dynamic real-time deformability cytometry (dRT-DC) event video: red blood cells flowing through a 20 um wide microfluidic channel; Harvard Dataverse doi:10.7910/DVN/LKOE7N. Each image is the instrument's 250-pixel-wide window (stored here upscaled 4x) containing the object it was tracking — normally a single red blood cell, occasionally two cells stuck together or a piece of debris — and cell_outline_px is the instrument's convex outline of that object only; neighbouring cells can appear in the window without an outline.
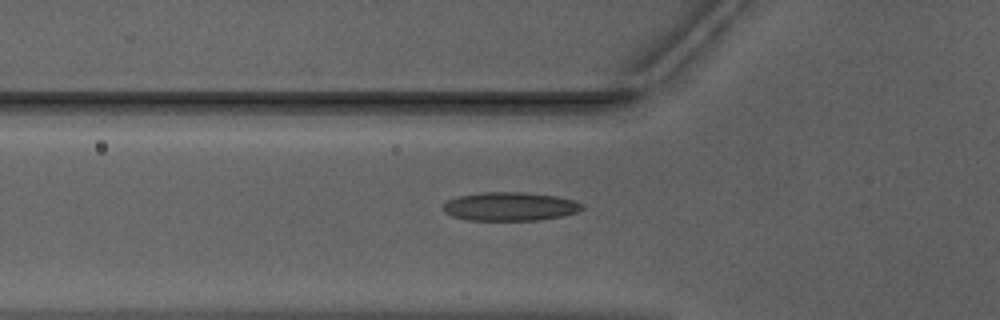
{"species": "Egyptian fruit bat (a non-hibernating species)", "species_latin": "Rousettus aegyptiacus", "temperature_condition": "warm", "stored_images_in_passage": 52, "camera_frame_rate_fps": 3000, "um_per_image_px": 0.085, "animal": {"sex": "male"}, "frame": {"image": 1, "passage_image": 18, "time_ms": 5.667, "image_size_px": [1000, 320], "cell_outline_px": [[584, 208], [576, 212], [564, 216], [540, 220], [468, 220], [452, 216], [444, 212], [440, 208], [448, 200], [460, 196], [480, 192], [520, 192], [556, 196], [576, 200], [584, 204]], "centroid_in_image_um": [43.36, 17.55], "position_along_channel_um": 82.4, "area_um2": 23.35}}
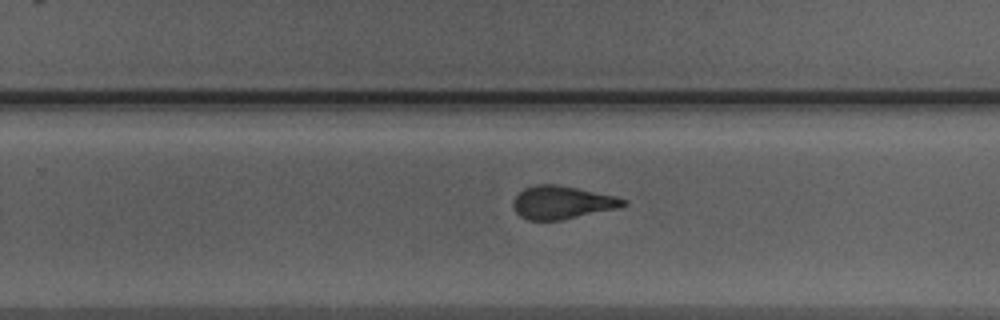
{"frame": {"image": 2, "passage_image": 33, "time_ms": 10.667, "image_size_px": [1000, 320], "cell_outline_px": [[628, 204], [616, 208], [560, 220], [528, 220], [520, 216], [512, 208], [512, 200], [524, 188], [536, 184], [556, 184], [616, 196], [628, 200]], "centroid_in_image_um": [47.74, 17.2], "position_along_channel_um": 282.1, "area_um2": 21.1}}
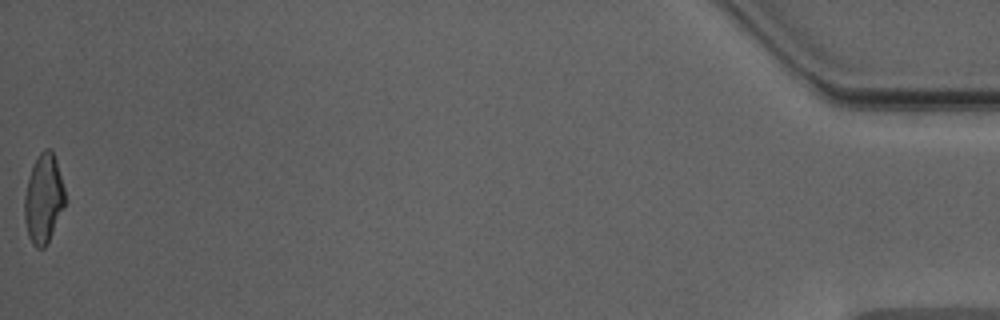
{"frame": {"image": 3, "passage_image": 52, "time_ms": 17.0, "image_size_px": [1000, 320], "cell_outline_px": [[68, 200], [48, 244], [44, 248], [36, 248], [32, 244], [28, 236], [24, 220], [24, 196], [28, 176], [40, 152], [44, 148], [48, 148], [52, 152], [56, 160]], "centroid_in_image_um": [3.72, 16.94], "position_along_channel_um": 431.5, "area_um2": 21.5}, "authors_computed_cell_mechanics": {"area_um2": 21.5016, "velocity_mm_per_s": 3.9843, "shape_relaxation_time_tau1_ms": null, "shape_relaxation_time_tau2_ms": 1.3899, "deformation_change_tau1": null, "deformation_change_tau2": 0.0975}}